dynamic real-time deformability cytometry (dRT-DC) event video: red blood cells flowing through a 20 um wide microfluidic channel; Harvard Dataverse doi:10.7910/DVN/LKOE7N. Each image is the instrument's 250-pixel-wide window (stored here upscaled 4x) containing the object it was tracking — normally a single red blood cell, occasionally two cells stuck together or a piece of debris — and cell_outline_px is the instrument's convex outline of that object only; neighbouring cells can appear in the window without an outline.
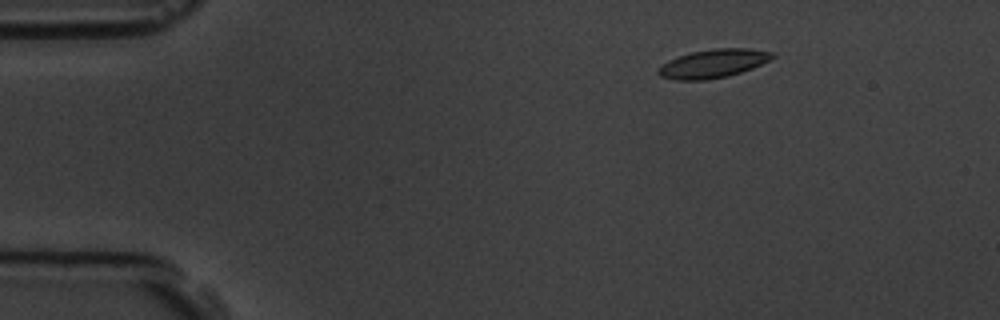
{"species": "common noctule bat (a hibernating species)", "species_latin": "Nyctalus noctula", "temperature_condition": "room temperature", "stored_images_in_passage": 5, "camera_frame_rate_fps": 3000, "um_per_image_px": 0.085, "animal": {"sex": "male", "body_mass_g": 19.5, "forearm_length_mm": 54.6}, "frame": {"image": 1, "passage_image": 3, "time_ms": 2.0, "image_size_px": [1000, 320], "cell_outline_px": [[776, 56], [752, 68], [728, 76], [708, 80], [676, 80], [660, 76], [656, 72], [668, 60], [692, 52], [716, 48], [748, 48], [772, 52]], "centroid_in_image_um": [60.62, 5.4], "position_along_channel_um": 24.4, "area_um2": 18.73}}